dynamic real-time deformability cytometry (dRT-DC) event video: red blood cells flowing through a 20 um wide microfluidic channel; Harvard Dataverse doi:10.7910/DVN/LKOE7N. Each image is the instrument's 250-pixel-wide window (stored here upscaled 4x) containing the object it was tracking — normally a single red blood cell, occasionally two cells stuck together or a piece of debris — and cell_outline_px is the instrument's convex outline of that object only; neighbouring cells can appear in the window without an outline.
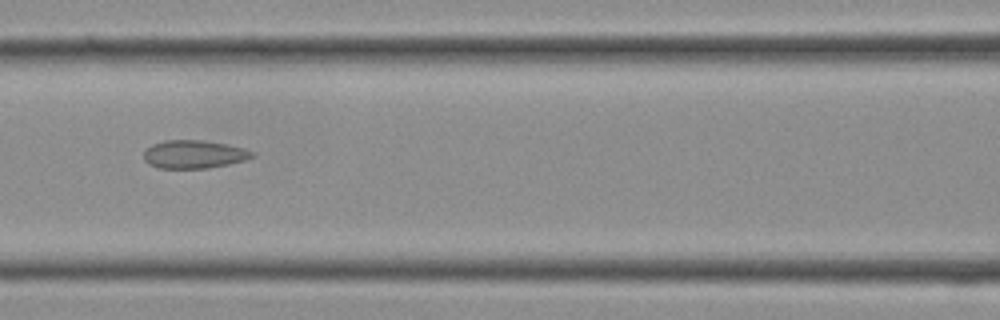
{"species": "Egyptian fruit bat (a non-hibernating species)", "species_latin": "Rousettus aegyptiacus", "temperature_condition": "cold", "stored_images_in_passage": 21, "camera_frame_rate_fps": 3000, "um_per_image_px": 0.085, "frame": {"image": 1, "passage_image": 6, "time_ms": 1.667, "image_size_px": [1000, 320], "cell_outline_px": [[256, 156], [244, 160], [228, 164], [208, 168], [156, 168], [148, 164], [144, 160], [144, 152], [152, 144], [164, 140], [200, 140], [228, 144], [244, 148], [256, 152]], "centroid_in_image_um": [16.5, 13.11], "position_along_channel_um": 150.1, "area_um2": 17.92}}
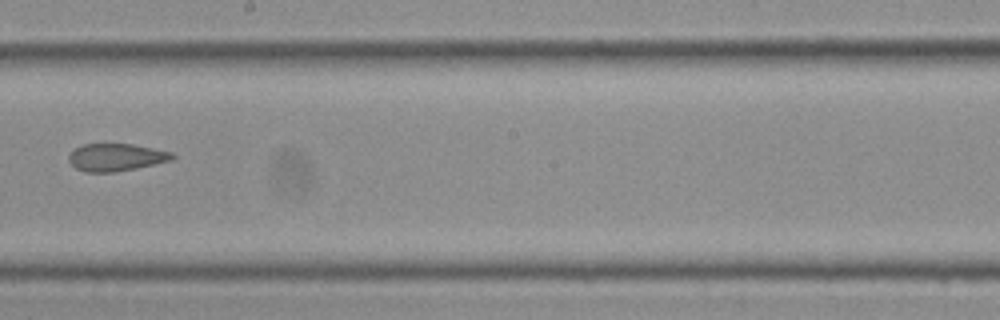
{"frame": {"image": 2, "passage_image": 10, "time_ms": 3.0, "image_size_px": [1000, 320], "cell_outline_px": [[176, 156], [172, 160], [136, 168], [112, 172], [84, 172], [76, 168], [68, 160], [68, 156], [76, 148], [84, 144], [132, 144], [172, 152]], "centroid_in_image_um": [9.87, 13.37], "position_along_channel_um": 238.3, "area_um2": 16.42}}
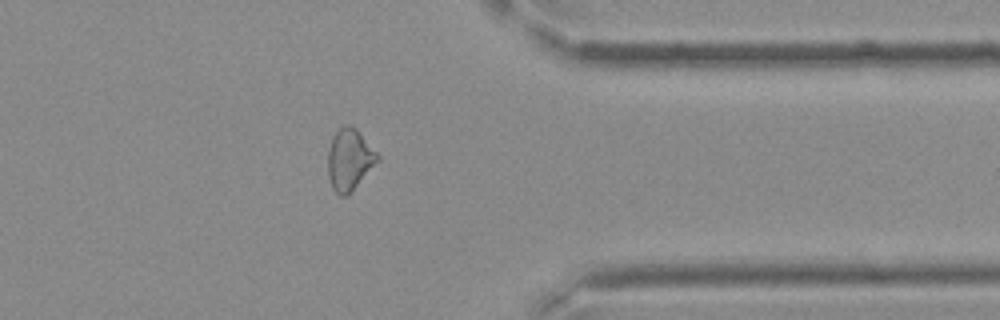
{"frame": {"image": 3, "passage_image": 17, "time_ms": 5.333, "image_size_px": [1000, 320], "cell_outline_px": [[380, 160], [352, 192], [348, 196], [340, 196], [332, 188], [328, 176], [328, 148], [332, 136], [344, 124], [348, 124], [356, 128], [360, 132], [380, 156]], "centroid_in_image_um": [29.71, 13.57], "position_along_channel_um": 381.7, "area_um2": 18.09}}